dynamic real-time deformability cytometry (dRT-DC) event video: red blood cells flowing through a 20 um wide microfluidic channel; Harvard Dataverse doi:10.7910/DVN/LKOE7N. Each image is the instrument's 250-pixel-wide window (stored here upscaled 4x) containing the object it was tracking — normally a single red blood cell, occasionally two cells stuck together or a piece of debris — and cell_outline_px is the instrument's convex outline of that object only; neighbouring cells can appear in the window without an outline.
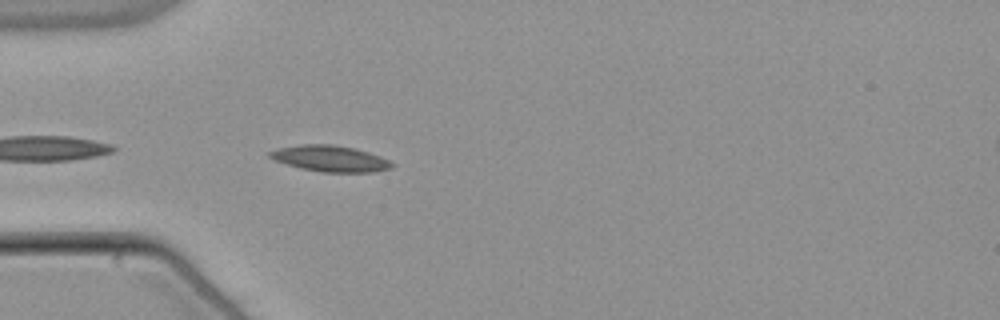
{"species": "common noctule bat (a hibernating species)", "species_latin": "Nyctalus noctula", "temperature_condition": "warm", "stored_images_in_passage": 5, "camera_frame_rate_fps": 3000, "um_per_image_px": 0.085, "animal": {"sex": "male", "body_mass_g": 21.5, "forearm_length_mm": 52.0}, "frame": {"image": 1, "passage_image": 2, "time_ms": 0.333, "image_size_px": [1000, 320], "cell_outline_px": [[396, 164], [392, 168], [372, 172], [320, 172], [300, 168], [276, 160], [268, 156], [268, 152], [280, 148], [304, 144], [332, 144], [352, 148], [368, 152], [380, 156]], "centroid_in_image_um": [28.1, 13.48], "position_along_channel_um": 56.9, "area_um2": 18.38}}